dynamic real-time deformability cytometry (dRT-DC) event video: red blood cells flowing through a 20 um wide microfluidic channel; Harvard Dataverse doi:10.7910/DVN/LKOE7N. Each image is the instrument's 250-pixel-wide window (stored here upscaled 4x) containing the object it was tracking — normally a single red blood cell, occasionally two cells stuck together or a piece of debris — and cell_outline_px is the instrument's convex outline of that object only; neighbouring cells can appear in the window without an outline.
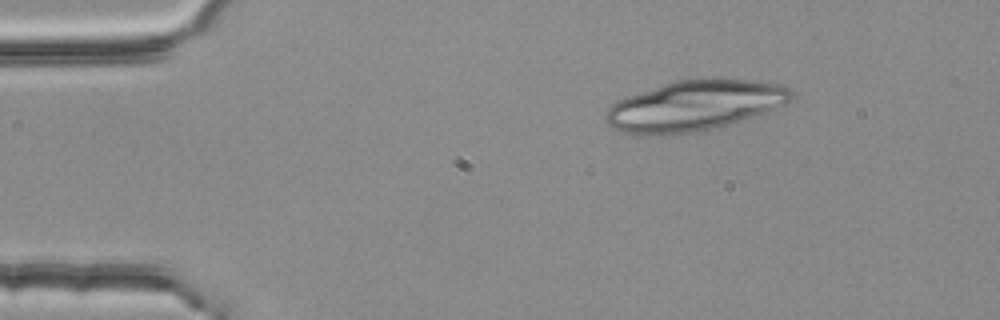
{"species": "common noctule bat (a hibernating species)", "species_latin": "Nyctalus noctula", "temperature_condition": "room temperature", "stored_images_in_passage": 5, "camera_frame_rate_fps": 3000, "um_per_image_px": 0.085, "animal": {"sex": "female", "body_mass_g": 25.1}, "frame": {"image": 1, "passage_image": 2, "time_ms": 0.333, "image_size_px": [1000, 320], "cell_outline_px": [[796, 92], [792, 100], [784, 104], [724, 128], [660, 136], [640, 136], [620, 132], [612, 128], [604, 120], [604, 116], [608, 108], [612, 104], [628, 96], [676, 80], [712, 76], [756, 80], [776, 84], [788, 88]], "centroid_in_image_um": [59.05, 8.98], "position_along_channel_um": 26.0, "area_um2": 55.72}}